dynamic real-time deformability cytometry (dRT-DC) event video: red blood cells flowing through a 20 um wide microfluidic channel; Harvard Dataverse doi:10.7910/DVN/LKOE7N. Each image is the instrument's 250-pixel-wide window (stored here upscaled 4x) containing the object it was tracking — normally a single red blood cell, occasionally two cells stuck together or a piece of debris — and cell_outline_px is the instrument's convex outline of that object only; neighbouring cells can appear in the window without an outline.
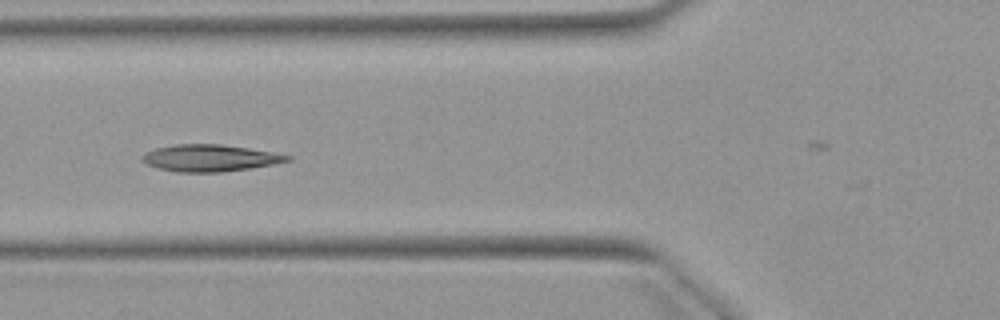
{"species": "Egyptian fruit bat (a non-hibernating species)", "species_latin": "Rousettus aegyptiacus", "temperature_condition": "warm", "stored_images_in_passage": 5, "camera_frame_rate_fps": 3000, "um_per_image_px": 0.085, "animal": {"sex": "female"}, "frame": {"image": 1, "passage_image": 4, "time_ms": 3.333, "image_size_px": [1000, 320], "cell_outline_px": [[292, 160], [252, 168], [224, 172], [176, 172], [156, 168], [140, 160], [140, 156], [144, 152], [156, 148], [176, 144], [220, 144], [248, 148], [272, 152], [292, 156]], "centroid_in_image_um": [17.8, 13.43], "position_along_channel_um": 108.0, "area_um2": 22.83}}
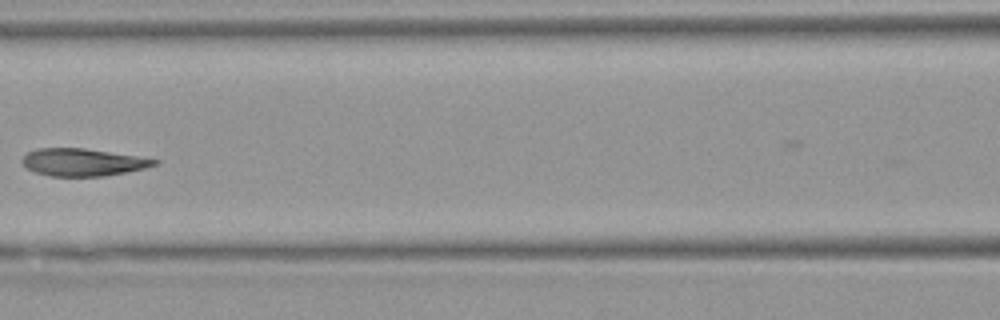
{"frame": {"image": 2, "passage_image": 5, "time_ms": 4.667, "image_size_px": [1000, 320], "cell_outline_px": [[160, 160], [156, 164], [144, 168], [104, 176], [52, 176], [36, 172], [28, 168], [20, 160], [28, 152], [36, 148], [84, 148], [136, 156]], "centroid_in_image_um": [7.01, 13.78], "position_along_channel_um": 159.6, "area_um2": 20.81}}